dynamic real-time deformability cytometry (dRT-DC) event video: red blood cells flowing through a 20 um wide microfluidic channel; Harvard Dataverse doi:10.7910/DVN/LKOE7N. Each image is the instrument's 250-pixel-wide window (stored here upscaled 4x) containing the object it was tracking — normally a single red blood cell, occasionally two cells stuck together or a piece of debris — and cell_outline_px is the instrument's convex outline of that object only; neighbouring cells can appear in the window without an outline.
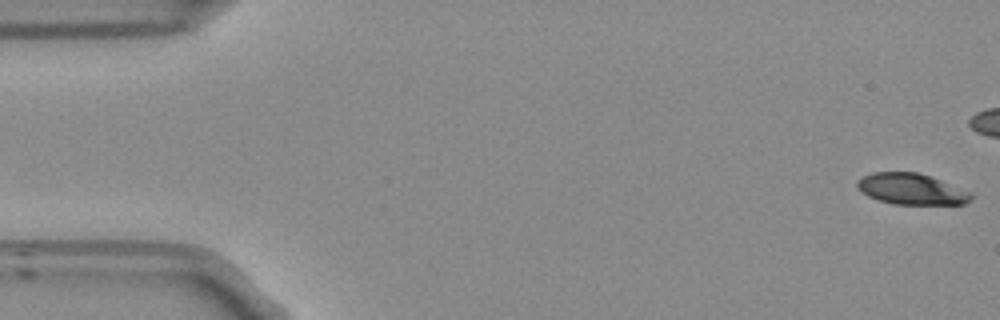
{"species": "Egyptian fruit bat (a non-hibernating species)", "species_latin": "Rousettus aegyptiacus", "temperature_condition": "room temperature", "stored_images_in_passage": 11, "camera_frame_rate_fps": 3000, "um_per_image_px": 0.085, "frame": {"image": 1, "passage_image": 1, "time_ms": 0.0, "image_size_px": [1000, 320], "cell_outline_px": [[972, 200], [964, 204], [892, 204], [868, 196], [860, 192], [856, 188], [856, 180], [872, 172], [916, 172], [940, 180], [972, 192]], "centroid_in_image_um": [77.44, 16.07], "position_along_channel_um": 7.6, "area_um2": 20.63}}